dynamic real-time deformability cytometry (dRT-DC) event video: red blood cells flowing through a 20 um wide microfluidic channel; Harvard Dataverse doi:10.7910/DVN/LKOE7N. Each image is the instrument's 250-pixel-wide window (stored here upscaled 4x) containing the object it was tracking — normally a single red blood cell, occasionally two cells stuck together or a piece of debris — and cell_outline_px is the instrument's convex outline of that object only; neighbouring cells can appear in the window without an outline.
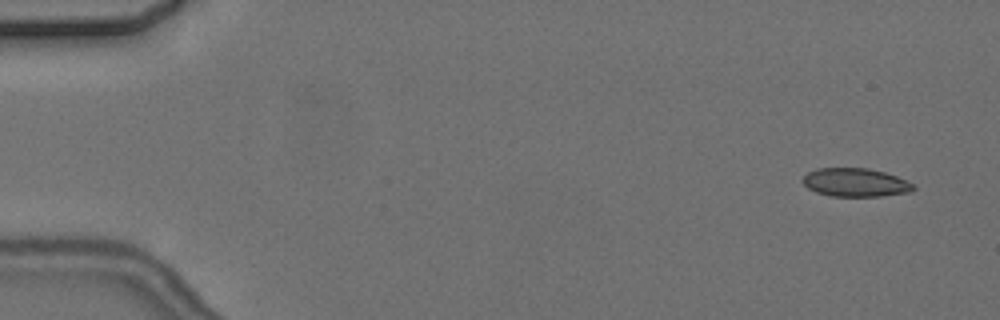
{"species": "common noctule bat (a hibernating species)", "species_latin": "Nyctalus noctula", "temperature_condition": "cold", "stored_images_in_passage": 5, "camera_frame_rate_fps": 3000, "um_per_image_px": 0.085, "animal": {"sex": "female", "body_mass_g": 24.6, "forearm_length_mm": 56.2}, "frame": {"image": 1, "passage_image": 1, "time_ms": 0.0, "image_size_px": [1000, 320], "cell_outline_px": [[916, 188], [912, 192], [880, 196], [828, 196], [816, 192], [808, 188], [800, 180], [808, 172], [816, 168], [868, 168], [884, 172], [896, 176], [912, 184]], "centroid_in_image_um": [72.68, 15.51], "position_along_channel_um": 12.3, "area_um2": 18.38}}
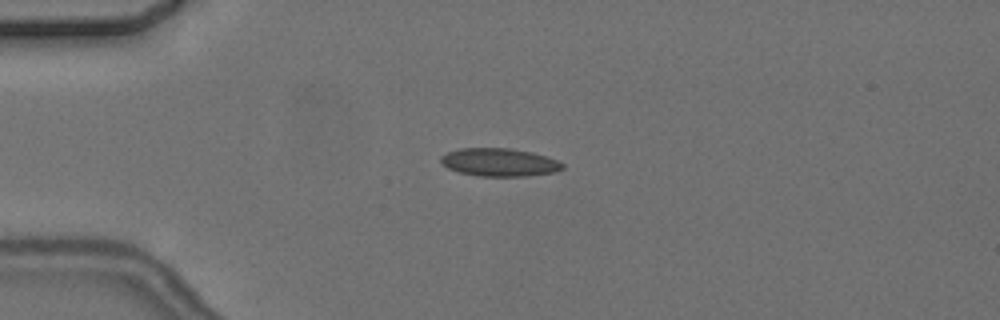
{"frame": {"image": 2, "passage_image": 4, "time_ms": 3.667, "image_size_px": [1000, 320], "cell_outline_px": [[564, 168], [556, 172], [524, 176], [480, 176], [460, 172], [448, 168], [440, 160], [440, 156], [448, 152], [460, 148], [512, 148], [532, 152], [548, 156], [564, 164]], "centroid_in_image_um": [42.48, 13.79], "position_along_channel_um": 42.5, "area_um2": 19.88}}